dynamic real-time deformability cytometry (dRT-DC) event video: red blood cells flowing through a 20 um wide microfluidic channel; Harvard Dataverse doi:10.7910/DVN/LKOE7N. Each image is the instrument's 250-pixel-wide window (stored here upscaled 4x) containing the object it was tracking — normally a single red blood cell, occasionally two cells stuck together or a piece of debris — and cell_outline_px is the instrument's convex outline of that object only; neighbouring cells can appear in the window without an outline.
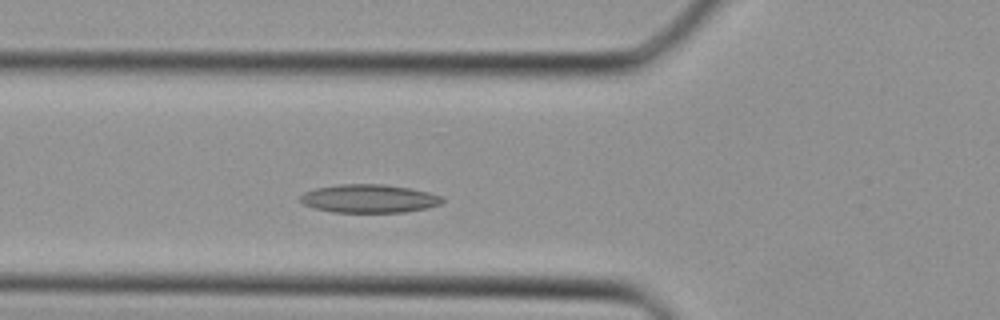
{"species": "Egyptian fruit bat (a non-hibernating species)", "species_latin": "Rousettus aegyptiacus", "temperature_condition": "cold", "stored_images_in_passage": 24, "camera_frame_rate_fps": 3000, "um_per_image_px": 0.085, "animal": {"sex": "female"}, "frame": {"image": 1, "passage_image": 2, "time_ms": 0.333, "image_size_px": [1000, 320], "cell_outline_px": [[444, 200], [440, 204], [428, 208], [404, 212], [332, 212], [312, 208], [304, 204], [300, 200], [300, 196], [304, 192], [316, 188], [340, 184], [384, 184], [408, 188], [428, 192], [440, 196]], "centroid_in_image_um": [31.35, 16.88], "position_along_channel_um": 94.5, "area_um2": 23.41}}
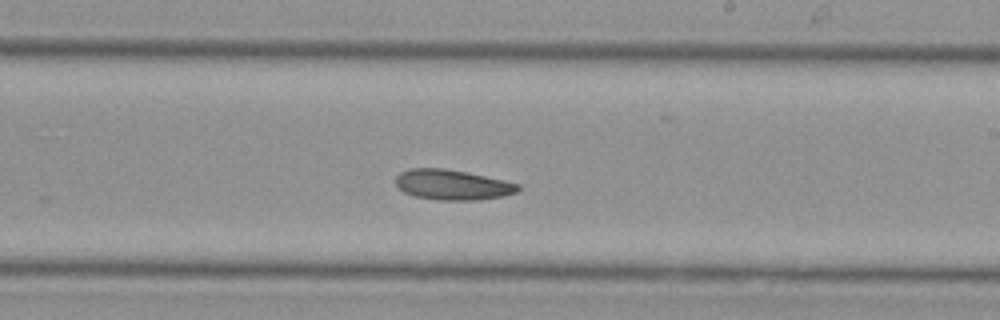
{"frame": {"image": 2, "passage_image": 11, "time_ms": 3.333, "image_size_px": [1000, 320], "cell_outline_px": [[520, 188], [516, 192], [504, 196], [476, 200], [436, 200], [416, 196], [404, 192], [396, 188], [396, 176], [400, 172], [408, 168], [444, 168], [468, 172], [504, 180], [520, 184]], "centroid_in_image_um": [38.43, 15.7], "position_along_channel_um": 250.6, "area_um2": 21.73}}
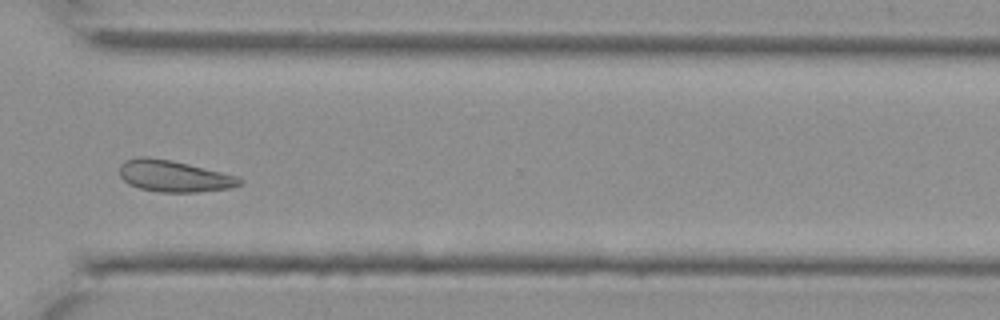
{"frame": {"image": 3, "passage_image": 17, "time_ms": 5.333, "image_size_px": [1000, 320], "cell_outline_px": [[244, 180], [240, 184], [228, 188], [200, 192], [160, 192], [140, 188], [128, 184], [120, 176], [120, 164], [124, 160], [136, 156], [148, 156], [172, 160], [236, 176]], "centroid_in_image_um": [14.73, 14.96], "position_along_channel_um": 355.9, "area_um2": 22.02}}